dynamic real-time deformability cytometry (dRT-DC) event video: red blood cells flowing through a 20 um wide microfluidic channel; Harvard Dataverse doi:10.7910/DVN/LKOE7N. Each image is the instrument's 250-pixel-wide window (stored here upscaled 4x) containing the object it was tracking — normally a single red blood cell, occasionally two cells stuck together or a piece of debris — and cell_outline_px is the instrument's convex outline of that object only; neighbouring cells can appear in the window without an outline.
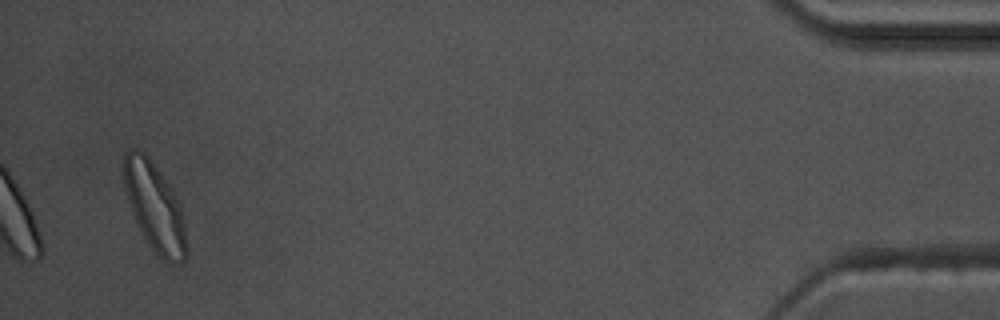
{"species": "common noctule bat (a hibernating species)", "species_latin": "Nyctalus noctula", "temperature_condition": "warm", "stored_images_in_passage": 42, "camera_frame_rate_fps": 3000, "um_per_image_px": 0.085, "animal": {"sex": "male", "body_mass_g": 17.5, "forearm_length_mm": 52.3}, "frame": {"image": 1, "passage_image": 42, "time_ms": 13.667, "image_size_px": [1000, 320], "cell_outline_px": [[188, 256], [184, 260], [168, 264], [152, 248], [140, 232], [132, 212], [128, 200], [124, 184], [124, 152], [128, 148], [140, 148], [148, 156], [172, 188], [180, 204], [184, 224], [188, 252]], "centroid_in_image_um": [13.15, 17.58], "position_along_channel_um": 422.0, "area_um2": 32.31}, "authors_computed_cell_mechanics": {"area_um2": 20.0855, "velocity_mm_per_s": 3.5468, "shape_relaxation_time_tau1_ms": 4.3841, "shape_relaxation_time_tau2_ms": 2.4495, "deformation_change_tau1": 0.1501, "deformation_change_tau2": 0.089}}